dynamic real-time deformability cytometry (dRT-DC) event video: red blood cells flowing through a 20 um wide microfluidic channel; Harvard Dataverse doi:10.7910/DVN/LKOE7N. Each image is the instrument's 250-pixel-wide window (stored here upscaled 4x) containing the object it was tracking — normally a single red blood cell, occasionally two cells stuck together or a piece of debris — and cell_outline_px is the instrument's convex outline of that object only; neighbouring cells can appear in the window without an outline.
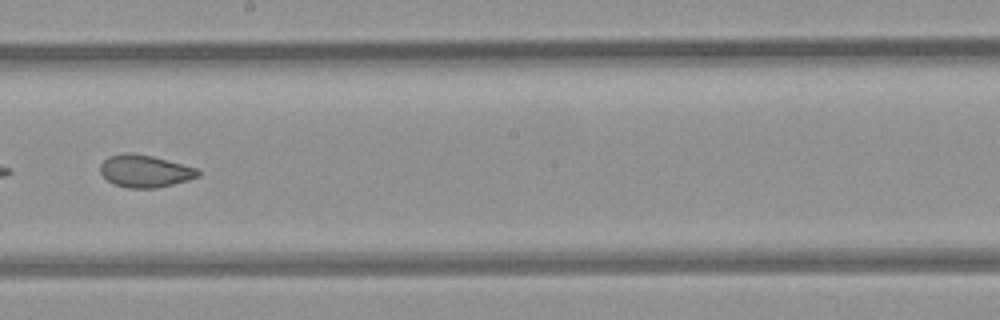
{"species": "common noctule bat (a hibernating species)", "species_latin": "Nyctalus noctula", "temperature_condition": "room temperature", "stored_images_in_passage": 8, "camera_frame_rate_fps": 3000, "um_per_image_px": 0.085, "animal": {"sex": "female", "body_mass_g": 21.9}, "frame": {"image": 1, "passage_image": 7, "time_ms": 2.0, "image_size_px": [1000, 320], "cell_outline_px": [[200, 176], [188, 180], [156, 188], [128, 188], [116, 184], [108, 180], [100, 172], [100, 164], [108, 156], [124, 152], [132, 152], [152, 156], [196, 168], [200, 172]], "centroid_in_image_um": [12.3, 14.53], "position_along_channel_um": 235.9, "area_um2": 18.32}}
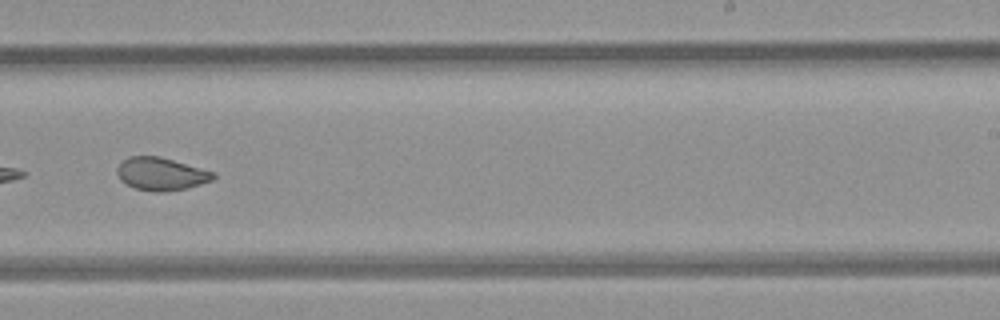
{"frame": {"image": 2, "passage_image": 8, "time_ms": 2.333, "image_size_px": [1000, 320], "cell_outline_px": [[216, 176], [212, 180], [188, 188], [164, 192], [156, 192], [136, 188], [120, 180], [116, 172], [116, 168], [128, 156], [160, 156], [216, 172]], "centroid_in_image_um": [13.71, 14.78], "position_along_channel_um": 275.3, "area_um2": 18.44}}